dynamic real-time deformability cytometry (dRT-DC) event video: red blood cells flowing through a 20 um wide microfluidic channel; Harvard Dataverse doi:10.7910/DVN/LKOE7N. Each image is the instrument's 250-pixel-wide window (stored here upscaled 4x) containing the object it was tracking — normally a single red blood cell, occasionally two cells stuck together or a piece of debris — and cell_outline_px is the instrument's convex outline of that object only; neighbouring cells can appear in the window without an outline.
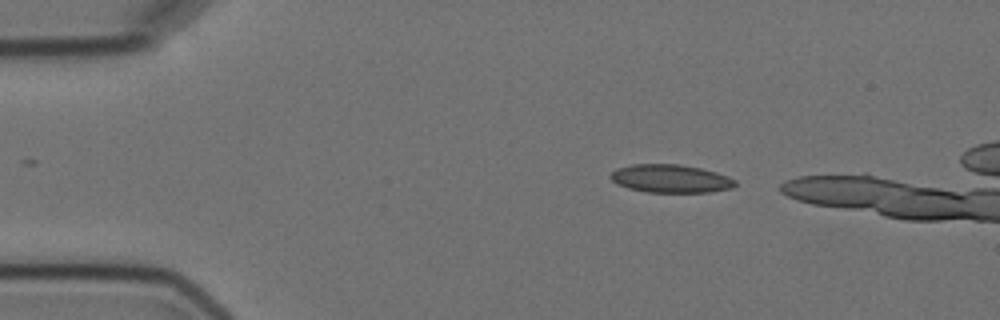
{"species": "Egyptian fruit bat (a non-hibernating species)", "species_latin": "Rousettus aegyptiacus", "temperature_condition": "cold", "stored_images_in_passage": 3, "camera_frame_rate_fps": 3000, "um_per_image_px": 0.085, "animal": {"sex": "female"}, "frame": {"image": 1, "passage_image": 1, "time_ms": 0.0, "image_size_px": [1000, 320], "cell_outline_px": [[736, 184], [732, 188], [708, 192], [648, 192], [628, 188], [616, 184], [608, 176], [616, 168], [632, 164], [680, 164], [700, 168], [716, 172], [728, 176], [736, 180]], "centroid_in_image_um": [56.98, 15.18], "position_along_channel_um": 28.0, "area_um2": 20.52}}